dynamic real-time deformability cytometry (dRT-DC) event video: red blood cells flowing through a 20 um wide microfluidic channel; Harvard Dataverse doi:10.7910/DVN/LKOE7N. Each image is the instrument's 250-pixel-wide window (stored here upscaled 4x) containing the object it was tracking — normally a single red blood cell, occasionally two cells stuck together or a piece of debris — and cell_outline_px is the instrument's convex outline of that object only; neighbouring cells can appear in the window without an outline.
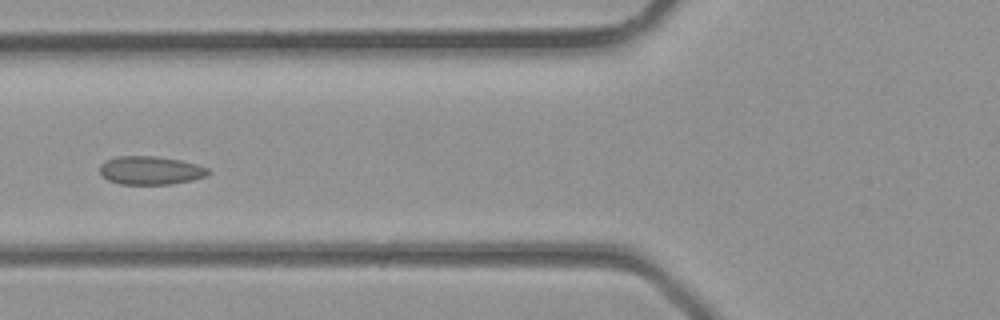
{"species": "common noctule bat (a hibernating species)", "species_latin": "Nyctalus noctula", "temperature_condition": "room temperature", "stored_images_in_passage": 3, "camera_frame_rate_fps": 3000, "um_per_image_px": 0.085, "animal": {"sex": "male", "body_mass_g": 23.1, "forearm_length_mm": 52.7}, "frame": {"image": 1, "passage_image": 3, "time_ms": 0.667, "image_size_px": [1000, 320], "cell_outline_px": [[212, 172], [208, 176], [192, 180], [172, 184], [120, 184], [108, 180], [100, 176], [100, 164], [104, 160], [116, 156], [156, 156], [180, 160], [196, 164], [208, 168]], "centroid_in_image_um": [12.78, 14.48], "position_along_channel_um": 113.0, "area_um2": 18.21}}